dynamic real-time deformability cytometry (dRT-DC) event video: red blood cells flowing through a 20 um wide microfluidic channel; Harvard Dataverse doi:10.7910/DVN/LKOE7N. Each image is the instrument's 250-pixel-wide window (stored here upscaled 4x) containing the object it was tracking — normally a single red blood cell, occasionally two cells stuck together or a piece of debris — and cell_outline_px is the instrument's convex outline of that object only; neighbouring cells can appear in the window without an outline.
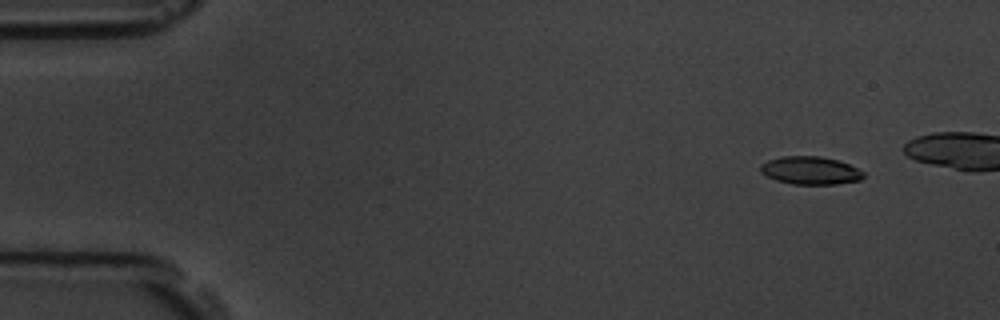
{"species": "common noctule bat (a hibernating species)", "species_latin": "Nyctalus noctula", "temperature_condition": "room temperature", "stored_images_in_passage": 14, "camera_frame_rate_fps": 3000, "um_per_image_px": 0.085, "animal": {"sex": "male", "body_mass_g": 19.5, "forearm_length_mm": 54.6}, "frame": {"image": 1, "passage_image": 1, "time_ms": 0.0, "image_size_px": [1000, 320], "cell_outline_px": [[864, 176], [860, 180], [836, 184], [792, 184], [776, 180], [760, 172], [760, 164], [768, 160], [780, 156], [820, 156], [836, 160], [848, 164], [864, 172]], "centroid_in_image_um": [68.86, 14.49], "position_along_channel_um": 16.1, "area_um2": 16.7}}
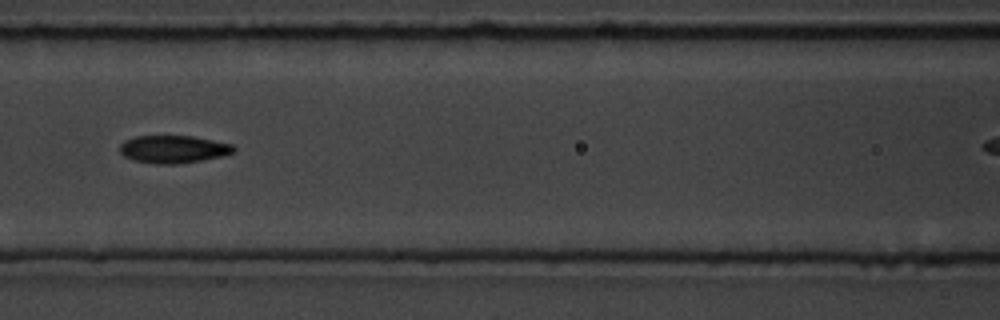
{"frame": {"image": 2, "passage_image": 7, "time_ms": 6.667, "image_size_px": [1000, 320], "cell_outline_px": [[236, 152], [220, 156], [200, 160], [176, 164], [156, 164], [132, 160], [124, 156], [120, 152], [120, 144], [124, 140], [136, 136], [192, 136], [232, 144], [236, 148]], "centroid_in_image_um": [14.71, 12.68], "position_along_channel_um": 151.9, "area_um2": 18.32}}
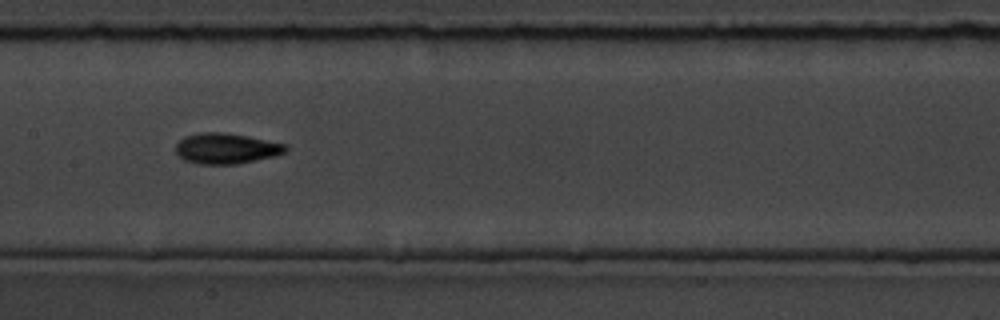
{"frame": {"image": 3, "passage_image": 8, "time_ms": 7.667, "image_size_px": [1000, 320], "cell_outline_px": [[288, 148], [284, 152], [272, 156], [236, 164], [200, 164], [184, 160], [176, 152], [176, 144], [184, 136], [200, 132], [224, 132], [284, 144]], "centroid_in_image_um": [19.15, 12.61], "position_along_channel_um": 188.2, "area_um2": 19.19}}